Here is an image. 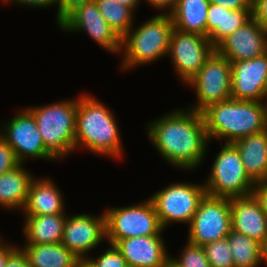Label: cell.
I'll use <instances>...</instances> for the list:
<instances>
[{"label":"cell","instance_id":"14","mask_svg":"<svg viewBox=\"0 0 267 267\" xmlns=\"http://www.w3.org/2000/svg\"><path fill=\"white\" fill-rule=\"evenodd\" d=\"M106 241V217L90 214H67L61 243L78 259H87L90 251Z\"/></svg>","mask_w":267,"mask_h":267},{"label":"cell","instance_id":"15","mask_svg":"<svg viewBox=\"0 0 267 267\" xmlns=\"http://www.w3.org/2000/svg\"><path fill=\"white\" fill-rule=\"evenodd\" d=\"M267 95V53L231 62V97L264 102Z\"/></svg>","mask_w":267,"mask_h":267},{"label":"cell","instance_id":"27","mask_svg":"<svg viewBox=\"0 0 267 267\" xmlns=\"http://www.w3.org/2000/svg\"><path fill=\"white\" fill-rule=\"evenodd\" d=\"M252 17V9L230 10L223 6L222 28H216L208 39L216 46L221 40L242 27Z\"/></svg>","mask_w":267,"mask_h":267},{"label":"cell","instance_id":"6","mask_svg":"<svg viewBox=\"0 0 267 267\" xmlns=\"http://www.w3.org/2000/svg\"><path fill=\"white\" fill-rule=\"evenodd\" d=\"M204 185L208 195L215 197H245L253 194L255 183L247 175L238 148L224 143L216 153Z\"/></svg>","mask_w":267,"mask_h":267},{"label":"cell","instance_id":"13","mask_svg":"<svg viewBox=\"0 0 267 267\" xmlns=\"http://www.w3.org/2000/svg\"><path fill=\"white\" fill-rule=\"evenodd\" d=\"M58 28L66 33L85 32L106 52L121 53V38L101 16L95 1L77 8Z\"/></svg>","mask_w":267,"mask_h":267},{"label":"cell","instance_id":"33","mask_svg":"<svg viewBox=\"0 0 267 267\" xmlns=\"http://www.w3.org/2000/svg\"><path fill=\"white\" fill-rule=\"evenodd\" d=\"M223 6L219 4H209L207 14V38L216 30L222 28Z\"/></svg>","mask_w":267,"mask_h":267},{"label":"cell","instance_id":"39","mask_svg":"<svg viewBox=\"0 0 267 267\" xmlns=\"http://www.w3.org/2000/svg\"><path fill=\"white\" fill-rule=\"evenodd\" d=\"M159 13H169L176 5L177 0H144Z\"/></svg>","mask_w":267,"mask_h":267},{"label":"cell","instance_id":"31","mask_svg":"<svg viewBox=\"0 0 267 267\" xmlns=\"http://www.w3.org/2000/svg\"><path fill=\"white\" fill-rule=\"evenodd\" d=\"M19 164L14 150L0 135V175L14 169Z\"/></svg>","mask_w":267,"mask_h":267},{"label":"cell","instance_id":"23","mask_svg":"<svg viewBox=\"0 0 267 267\" xmlns=\"http://www.w3.org/2000/svg\"><path fill=\"white\" fill-rule=\"evenodd\" d=\"M209 0H177L169 12L175 29L207 37Z\"/></svg>","mask_w":267,"mask_h":267},{"label":"cell","instance_id":"8","mask_svg":"<svg viewBox=\"0 0 267 267\" xmlns=\"http://www.w3.org/2000/svg\"><path fill=\"white\" fill-rule=\"evenodd\" d=\"M206 194L203 183L179 181V183L168 184L149 198L165 230L175 222L189 225Z\"/></svg>","mask_w":267,"mask_h":267},{"label":"cell","instance_id":"2","mask_svg":"<svg viewBox=\"0 0 267 267\" xmlns=\"http://www.w3.org/2000/svg\"><path fill=\"white\" fill-rule=\"evenodd\" d=\"M114 112L89 93L78 96L75 150L121 160L124 149Z\"/></svg>","mask_w":267,"mask_h":267},{"label":"cell","instance_id":"28","mask_svg":"<svg viewBox=\"0 0 267 267\" xmlns=\"http://www.w3.org/2000/svg\"><path fill=\"white\" fill-rule=\"evenodd\" d=\"M170 263L174 267H211L203 246L188 241L177 258L170 256Z\"/></svg>","mask_w":267,"mask_h":267},{"label":"cell","instance_id":"5","mask_svg":"<svg viewBox=\"0 0 267 267\" xmlns=\"http://www.w3.org/2000/svg\"><path fill=\"white\" fill-rule=\"evenodd\" d=\"M26 109L34 116L46 149L57 161L75 152L77 96Z\"/></svg>","mask_w":267,"mask_h":267},{"label":"cell","instance_id":"44","mask_svg":"<svg viewBox=\"0 0 267 267\" xmlns=\"http://www.w3.org/2000/svg\"><path fill=\"white\" fill-rule=\"evenodd\" d=\"M264 103H265V106H266V116H267V95H266V97H265V101H264Z\"/></svg>","mask_w":267,"mask_h":267},{"label":"cell","instance_id":"7","mask_svg":"<svg viewBox=\"0 0 267 267\" xmlns=\"http://www.w3.org/2000/svg\"><path fill=\"white\" fill-rule=\"evenodd\" d=\"M103 211L106 217V241L113 245L121 239L162 235L165 231L150 198L130 206L110 207Z\"/></svg>","mask_w":267,"mask_h":267},{"label":"cell","instance_id":"29","mask_svg":"<svg viewBox=\"0 0 267 267\" xmlns=\"http://www.w3.org/2000/svg\"><path fill=\"white\" fill-rule=\"evenodd\" d=\"M211 267H234L227 237L203 246Z\"/></svg>","mask_w":267,"mask_h":267},{"label":"cell","instance_id":"17","mask_svg":"<svg viewBox=\"0 0 267 267\" xmlns=\"http://www.w3.org/2000/svg\"><path fill=\"white\" fill-rule=\"evenodd\" d=\"M162 235L138 236L117 241L114 245L128 267H168L169 250Z\"/></svg>","mask_w":267,"mask_h":267},{"label":"cell","instance_id":"30","mask_svg":"<svg viewBox=\"0 0 267 267\" xmlns=\"http://www.w3.org/2000/svg\"><path fill=\"white\" fill-rule=\"evenodd\" d=\"M105 251H100L101 254L92 258L91 255L87 258L94 267H128V264L120 253V251L116 248L115 245L110 244Z\"/></svg>","mask_w":267,"mask_h":267},{"label":"cell","instance_id":"36","mask_svg":"<svg viewBox=\"0 0 267 267\" xmlns=\"http://www.w3.org/2000/svg\"><path fill=\"white\" fill-rule=\"evenodd\" d=\"M5 267H31L27 256L20 247H17L7 258Z\"/></svg>","mask_w":267,"mask_h":267},{"label":"cell","instance_id":"4","mask_svg":"<svg viewBox=\"0 0 267 267\" xmlns=\"http://www.w3.org/2000/svg\"><path fill=\"white\" fill-rule=\"evenodd\" d=\"M173 28L169 13L158 12L139 26H133L121 39L120 69L128 71L167 57Z\"/></svg>","mask_w":267,"mask_h":267},{"label":"cell","instance_id":"19","mask_svg":"<svg viewBox=\"0 0 267 267\" xmlns=\"http://www.w3.org/2000/svg\"><path fill=\"white\" fill-rule=\"evenodd\" d=\"M39 178L34 177L30 183L27 201L22 210L24 216L65 213V198L60 188L49 177Z\"/></svg>","mask_w":267,"mask_h":267},{"label":"cell","instance_id":"41","mask_svg":"<svg viewBox=\"0 0 267 267\" xmlns=\"http://www.w3.org/2000/svg\"><path fill=\"white\" fill-rule=\"evenodd\" d=\"M116 2H119L120 4L131 8L134 12H136V8H138L141 4V2H143L142 0H115Z\"/></svg>","mask_w":267,"mask_h":267},{"label":"cell","instance_id":"18","mask_svg":"<svg viewBox=\"0 0 267 267\" xmlns=\"http://www.w3.org/2000/svg\"><path fill=\"white\" fill-rule=\"evenodd\" d=\"M231 230L260 244L267 235V216L254 194L230 198Z\"/></svg>","mask_w":267,"mask_h":267},{"label":"cell","instance_id":"34","mask_svg":"<svg viewBox=\"0 0 267 267\" xmlns=\"http://www.w3.org/2000/svg\"><path fill=\"white\" fill-rule=\"evenodd\" d=\"M252 16L267 31V0H252Z\"/></svg>","mask_w":267,"mask_h":267},{"label":"cell","instance_id":"10","mask_svg":"<svg viewBox=\"0 0 267 267\" xmlns=\"http://www.w3.org/2000/svg\"><path fill=\"white\" fill-rule=\"evenodd\" d=\"M187 241L204 246L228 236L231 230L230 198L206 194L190 221Z\"/></svg>","mask_w":267,"mask_h":267},{"label":"cell","instance_id":"21","mask_svg":"<svg viewBox=\"0 0 267 267\" xmlns=\"http://www.w3.org/2000/svg\"><path fill=\"white\" fill-rule=\"evenodd\" d=\"M19 164L14 169L0 175V207L8 211H21L28 197V189L35 177L29 169Z\"/></svg>","mask_w":267,"mask_h":267},{"label":"cell","instance_id":"40","mask_svg":"<svg viewBox=\"0 0 267 267\" xmlns=\"http://www.w3.org/2000/svg\"><path fill=\"white\" fill-rule=\"evenodd\" d=\"M15 244H11L6 240L0 239V267H5L8 256L17 248Z\"/></svg>","mask_w":267,"mask_h":267},{"label":"cell","instance_id":"26","mask_svg":"<svg viewBox=\"0 0 267 267\" xmlns=\"http://www.w3.org/2000/svg\"><path fill=\"white\" fill-rule=\"evenodd\" d=\"M104 20L122 39L136 24L135 12L115 0H94ZM134 23V24H133Z\"/></svg>","mask_w":267,"mask_h":267},{"label":"cell","instance_id":"11","mask_svg":"<svg viewBox=\"0 0 267 267\" xmlns=\"http://www.w3.org/2000/svg\"><path fill=\"white\" fill-rule=\"evenodd\" d=\"M214 51L215 46L207 37L173 28L167 56L170 57L180 83L186 85Z\"/></svg>","mask_w":267,"mask_h":267},{"label":"cell","instance_id":"25","mask_svg":"<svg viewBox=\"0 0 267 267\" xmlns=\"http://www.w3.org/2000/svg\"><path fill=\"white\" fill-rule=\"evenodd\" d=\"M234 267H259L261 244L241 233L230 230L227 236Z\"/></svg>","mask_w":267,"mask_h":267},{"label":"cell","instance_id":"24","mask_svg":"<svg viewBox=\"0 0 267 267\" xmlns=\"http://www.w3.org/2000/svg\"><path fill=\"white\" fill-rule=\"evenodd\" d=\"M31 267H75L79 260L61 242L56 244H23L19 246Z\"/></svg>","mask_w":267,"mask_h":267},{"label":"cell","instance_id":"37","mask_svg":"<svg viewBox=\"0 0 267 267\" xmlns=\"http://www.w3.org/2000/svg\"><path fill=\"white\" fill-rule=\"evenodd\" d=\"M210 3L219 4L230 10L252 9V0H209Z\"/></svg>","mask_w":267,"mask_h":267},{"label":"cell","instance_id":"20","mask_svg":"<svg viewBox=\"0 0 267 267\" xmlns=\"http://www.w3.org/2000/svg\"><path fill=\"white\" fill-rule=\"evenodd\" d=\"M233 144L249 178L255 184L267 181V130L240 138Z\"/></svg>","mask_w":267,"mask_h":267},{"label":"cell","instance_id":"38","mask_svg":"<svg viewBox=\"0 0 267 267\" xmlns=\"http://www.w3.org/2000/svg\"><path fill=\"white\" fill-rule=\"evenodd\" d=\"M253 194L259 200L263 212L267 216V181L256 183Z\"/></svg>","mask_w":267,"mask_h":267},{"label":"cell","instance_id":"16","mask_svg":"<svg viewBox=\"0 0 267 267\" xmlns=\"http://www.w3.org/2000/svg\"><path fill=\"white\" fill-rule=\"evenodd\" d=\"M215 51L230 62L250 60L267 53V31L252 17L242 27L226 36Z\"/></svg>","mask_w":267,"mask_h":267},{"label":"cell","instance_id":"45","mask_svg":"<svg viewBox=\"0 0 267 267\" xmlns=\"http://www.w3.org/2000/svg\"><path fill=\"white\" fill-rule=\"evenodd\" d=\"M168 267H174L171 263H169Z\"/></svg>","mask_w":267,"mask_h":267},{"label":"cell","instance_id":"22","mask_svg":"<svg viewBox=\"0 0 267 267\" xmlns=\"http://www.w3.org/2000/svg\"><path fill=\"white\" fill-rule=\"evenodd\" d=\"M24 218L22 232L26 244H56L62 241L67 213Z\"/></svg>","mask_w":267,"mask_h":267},{"label":"cell","instance_id":"3","mask_svg":"<svg viewBox=\"0 0 267 267\" xmlns=\"http://www.w3.org/2000/svg\"><path fill=\"white\" fill-rule=\"evenodd\" d=\"M209 141L234 143L236 140L267 130L264 102L228 100L209 105L202 112Z\"/></svg>","mask_w":267,"mask_h":267},{"label":"cell","instance_id":"35","mask_svg":"<svg viewBox=\"0 0 267 267\" xmlns=\"http://www.w3.org/2000/svg\"><path fill=\"white\" fill-rule=\"evenodd\" d=\"M2 1L3 3H8V4H17L19 6H27L28 8L32 7V8H49L51 6H58V0H0Z\"/></svg>","mask_w":267,"mask_h":267},{"label":"cell","instance_id":"42","mask_svg":"<svg viewBox=\"0 0 267 267\" xmlns=\"http://www.w3.org/2000/svg\"><path fill=\"white\" fill-rule=\"evenodd\" d=\"M261 263H264L267 266V235L261 243Z\"/></svg>","mask_w":267,"mask_h":267},{"label":"cell","instance_id":"1","mask_svg":"<svg viewBox=\"0 0 267 267\" xmlns=\"http://www.w3.org/2000/svg\"><path fill=\"white\" fill-rule=\"evenodd\" d=\"M146 127L148 139L167 164L185 172L203 164L210 141L201 112L177 108Z\"/></svg>","mask_w":267,"mask_h":267},{"label":"cell","instance_id":"12","mask_svg":"<svg viewBox=\"0 0 267 267\" xmlns=\"http://www.w3.org/2000/svg\"><path fill=\"white\" fill-rule=\"evenodd\" d=\"M2 125L0 135L12 147L19 163L24 164L28 158L57 160L46 149L34 116L25 107Z\"/></svg>","mask_w":267,"mask_h":267},{"label":"cell","instance_id":"32","mask_svg":"<svg viewBox=\"0 0 267 267\" xmlns=\"http://www.w3.org/2000/svg\"><path fill=\"white\" fill-rule=\"evenodd\" d=\"M94 0H58L56 26L58 27L73 11Z\"/></svg>","mask_w":267,"mask_h":267},{"label":"cell","instance_id":"9","mask_svg":"<svg viewBox=\"0 0 267 267\" xmlns=\"http://www.w3.org/2000/svg\"><path fill=\"white\" fill-rule=\"evenodd\" d=\"M186 85L194 89L197 97L196 103L188 109L197 112H202L209 105L232 98L230 60L214 51Z\"/></svg>","mask_w":267,"mask_h":267},{"label":"cell","instance_id":"43","mask_svg":"<svg viewBox=\"0 0 267 267\" xmlns=\"http://www.w3.org/2000/svg\"><path fill=\"white\" fill-rule=\"evenodd\" d=\"M75 267H94L88 259H79Z\"/></svg>","mask_w":267,"mask_h":267}]
</instances>
